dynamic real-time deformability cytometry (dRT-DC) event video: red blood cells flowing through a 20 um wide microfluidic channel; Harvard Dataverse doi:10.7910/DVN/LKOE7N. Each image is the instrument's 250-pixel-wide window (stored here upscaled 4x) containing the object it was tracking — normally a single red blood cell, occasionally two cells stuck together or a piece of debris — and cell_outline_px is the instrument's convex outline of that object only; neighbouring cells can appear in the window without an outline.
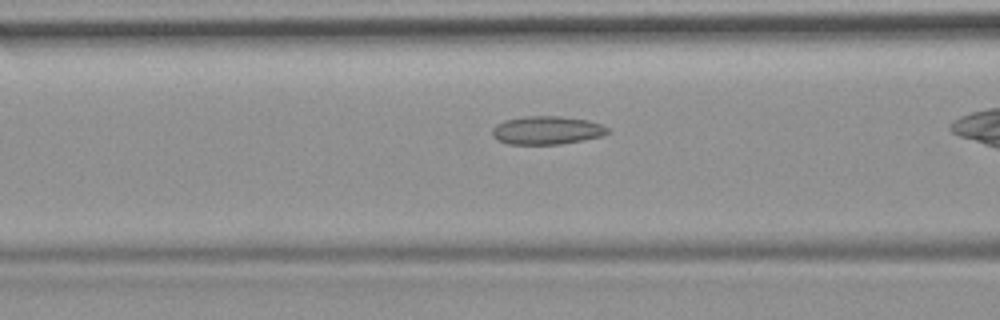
{"species": "common noctule bat (a hibernating species)", "species_latin": "Nyctalus noctula", "temperature_condition": "room temperature", "stored_images_in_passage": 37, "camera_frame_rate_fps": 3000, "um_per_image_px": 0.085, "animal": {"sex": "female", "body_mass_g": 19.9}, "frame": {"image": 1, "passage_image": 16, "time_ms": 5.0, "image_size_px": [1000, 320], "cell_outline_px": [[608, 132], [604, 136], [584, 140], [560, 144], [508, 144], [496, 140], [492, 136], [492, 128], [496, 124], [504, 120], [524, 116], [560, 116], [588, 120], [600, 124], [608, 128]], "centroid_in_image_um": [46.45, 11.07], "position_along_channel_um": 120.1, "area_um2": 19.19}}